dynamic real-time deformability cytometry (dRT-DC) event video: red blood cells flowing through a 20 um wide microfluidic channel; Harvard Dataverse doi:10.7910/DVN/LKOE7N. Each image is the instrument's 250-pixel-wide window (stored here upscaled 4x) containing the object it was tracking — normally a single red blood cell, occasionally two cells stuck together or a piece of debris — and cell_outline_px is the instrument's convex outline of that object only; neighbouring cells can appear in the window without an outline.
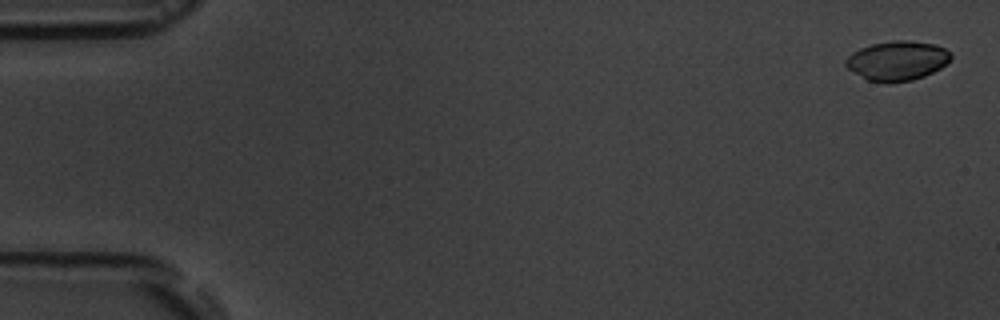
{"species": "common noctule bat (a hibernating species)", "species_latin": "Nyctalus noctula", "temperature_condition": "room temperature", "stored_images_in_passage": 6, "camera_frame_rate_fps": 3000, "um_per_image_px": 0.085, "animal": {"sex": "male", "body_mass_g": 19.5, "forearm_length_mm": 54.6}, "frame": {"image": 1, "passage_image": 1, "time_ms": 0.0, "image_size_px": [1000, 320], "cell_outline_px": [[952, 56], [940, 68], [924, 76], [912, 80], [888, 84], [884, 84], [868, 80], [848, 68], [844, 64], [844, 60], [852, 52], [860, 48], [872, 44], [892, 40], [908, 40], [936, 44], [952, 52]], "centroid_in_image_um": [76.25, 5.16], "position_along_channel_um": 8.7, "area_um2": 24.33}}
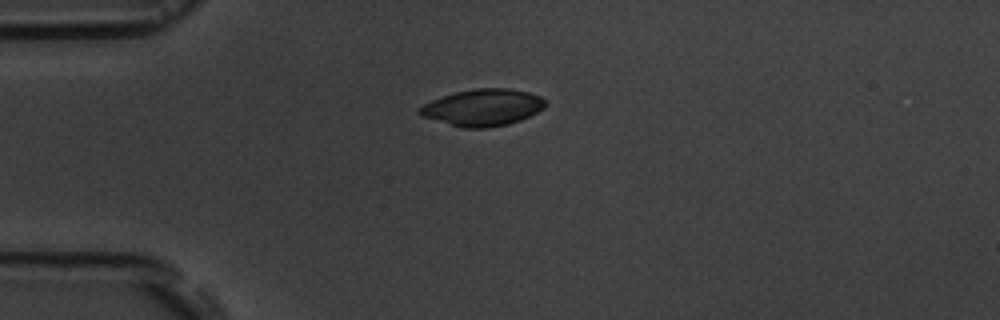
{"frame": {"image": 2, "passage_image": 5, "time_ms": 4.333, "image_size_px": [1000, 320], "cell_outline_px": [[548, 104], [544, 108], [520, 120], [508, 124], [484, 128], [460, 128], [420, 116], [416, 112], [416, 108], [432, 100], [456, 92], [476, 88], [508, 88], [528, 92], [540, 96], [548, 100]], "centroid_in_image_um": [41.02, 9.14], "position_along_channel_um": 44.0, "area_um2": 27.17}}